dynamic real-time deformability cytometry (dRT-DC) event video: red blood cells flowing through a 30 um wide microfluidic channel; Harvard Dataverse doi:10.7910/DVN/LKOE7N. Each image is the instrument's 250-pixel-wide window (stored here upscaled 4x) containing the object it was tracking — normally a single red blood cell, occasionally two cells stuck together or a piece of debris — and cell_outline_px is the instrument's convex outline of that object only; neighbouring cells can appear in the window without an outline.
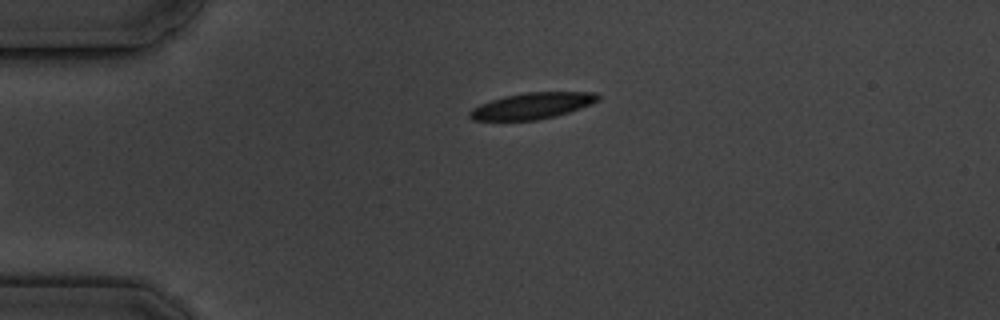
{"species": "common noctule bat (a hibernating species)", "species_latin": "Nyctalus noctula", "temperature_condition": "cold", "stored_images_in_passage": 5, "camera_frame_rate_fps": 3000, "um_per_image_px": 0.085, "animal": {"sex": "male", "body_mass_g": 19.5, "forearm_length_mm": 54.6}, "frame": {"image": 1, "passage_image": 5, "time_ms": 4.667, "image_size_px": [1000, 320], "cell_outline_px": [[600, 100], [592, 104], [556, 116], [536, 120], [472, 120], [468, 116], [468, 112], [472, 108], [480, 104], [504, 96], [528, 92], [596, 92], [600, 96]], "centroid_in_image_um": [45.25, 8.99], "position_along_channel_um": 39.8, "area_um2": 19.59}}